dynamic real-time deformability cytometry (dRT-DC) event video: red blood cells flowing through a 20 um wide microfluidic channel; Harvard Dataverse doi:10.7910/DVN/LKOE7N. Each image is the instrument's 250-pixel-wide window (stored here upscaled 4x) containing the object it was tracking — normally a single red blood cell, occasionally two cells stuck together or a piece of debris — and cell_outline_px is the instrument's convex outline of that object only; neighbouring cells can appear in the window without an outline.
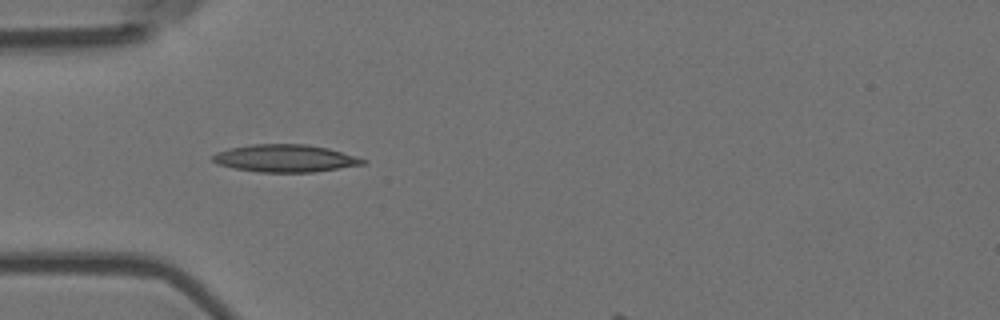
{"species": "Egyptian fruit bat (a non-hibernating species)", "species_latin": "Rousettus aegyptiacus", "temperature_condition": "room temperature", "stored_images_in_passage": 4, "camera_frame_rate_fps": 3000, "um_per_image_px": 0.085, "animal": {"sex": "female"}, "frame": {"image": 1, "passage_image": 3, "time_ms": 0.667, "image_size_px": [1000, 320], "cell_outline_px": [[368, 160], [364, 164], [312, 172], [260, 172], [232, 168], [216, 164], [212, 160], [212, 156], [216, 152], [228, 148], [252, 144], [304, 144], [328, 148]], "centroid_in_image_um": [24.18, 13.45], "position_along_channel_um": 60.8, "area_um2": 23.99}}
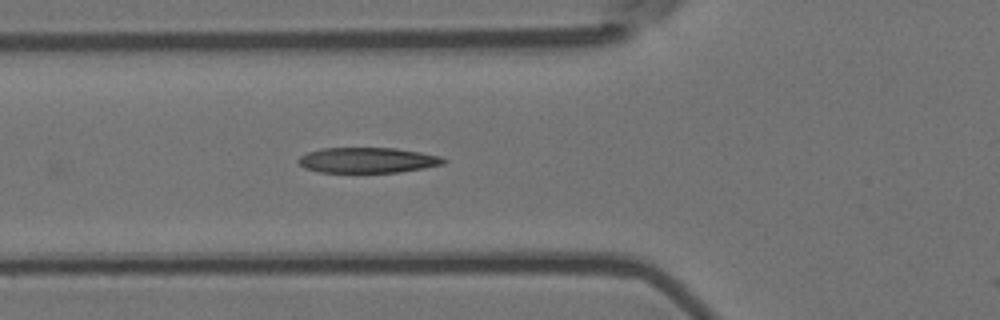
{"frame": {"image": 2, "passage_image": 4, "time_ms": 1.0, "image_size_px": [1000, 320], "cell_outline_px": [[448, 160], [444, 164], [424, 168], [400, 172], [320, 172], [304, 168], [296, 160], [300, 156], [308, 152], [320, 148], [396, 148], [420, 152], [440, 156]], "centroid_in_image_um": [31.25, 13.61], "position_along_channel_um": 94.6, "area_um2": 21.56}}